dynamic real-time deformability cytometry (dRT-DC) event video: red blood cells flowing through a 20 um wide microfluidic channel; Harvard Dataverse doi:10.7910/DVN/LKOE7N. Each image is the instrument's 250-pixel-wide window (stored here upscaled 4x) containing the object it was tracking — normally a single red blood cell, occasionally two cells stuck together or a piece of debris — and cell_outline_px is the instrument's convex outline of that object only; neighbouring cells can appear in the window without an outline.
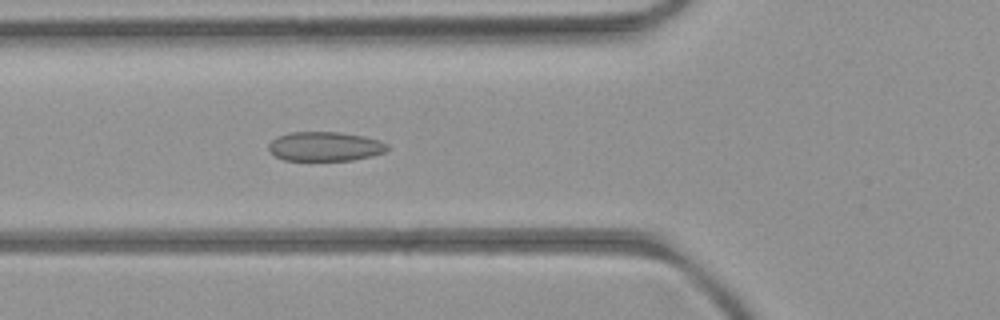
{"species": "common noctule bat (a hibernating species)", "species_latin": "Nyctalus noctula", "temperature_condition": "room temperature", "stored_images_in_passage": 3, "camera_frame_rate_fps": 3000, "um_per_image_px": 0.085, "animal": {"sex": "female", "body_mass_g": 21.9}, "frame": {"image": 1, "passage_image": 3, "time_ms": 2.333, "image_size_px": [1000, 320], "cell_outline_px": [[388, 148], [384, 152], [372, 156], [352, 160], [284, 160], [268, 152], [268, 144], [276, 136], [292, 132], [340, 132], [364, 136], [380, 140], [388, 144]], "centroid_in_image_um": [27.61, 12.44], "position_along_channel_um": 98.2, "area_um2": 20.4}}